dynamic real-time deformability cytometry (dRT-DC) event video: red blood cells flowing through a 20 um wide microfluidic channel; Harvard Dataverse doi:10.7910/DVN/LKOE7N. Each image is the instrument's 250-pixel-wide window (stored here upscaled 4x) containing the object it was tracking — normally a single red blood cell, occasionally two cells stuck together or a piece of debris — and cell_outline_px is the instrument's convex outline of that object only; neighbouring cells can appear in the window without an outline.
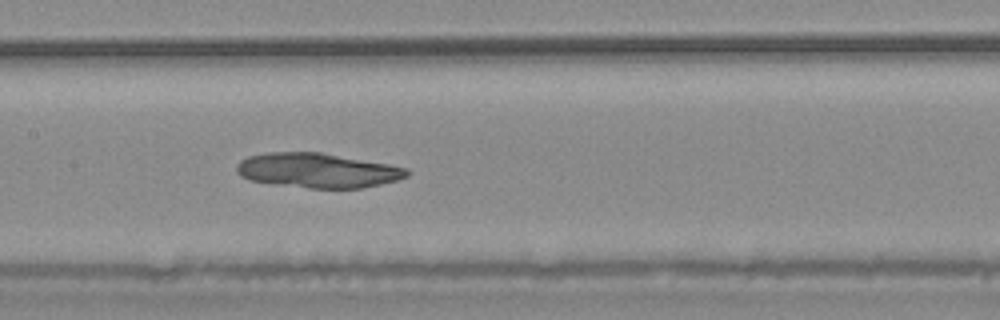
{"species": "common noctule bat (a hibernating species)", "species_latin": "Nyctalus noctula", "temperature_condition": "warm", "stored_images_in_passage": 35, "camera_frame_rate_fps": 3000, "um_per_image_px": 0.085, "animal": {"sex": "male", "body_mass_g": 20.4}, "frame": {"image": 1, "passage_image": 10, "time_ms": 3.0, "image_size_px": [1000, 320], "cell_outline_px": [[412, 172], [408, 176], [396, 180], [380, 184], [360, 188], [308, 188], [248, 180], [240, 176], [236, 172], [236, 164], [240, 160], [248, 156], [268, 152], [320, 152], [388, 164], [408, 168]], "centroid_in_image_um": [26.98, 14.48], "position_along_channel_um": 180.4, "area_um2": 34.39}}
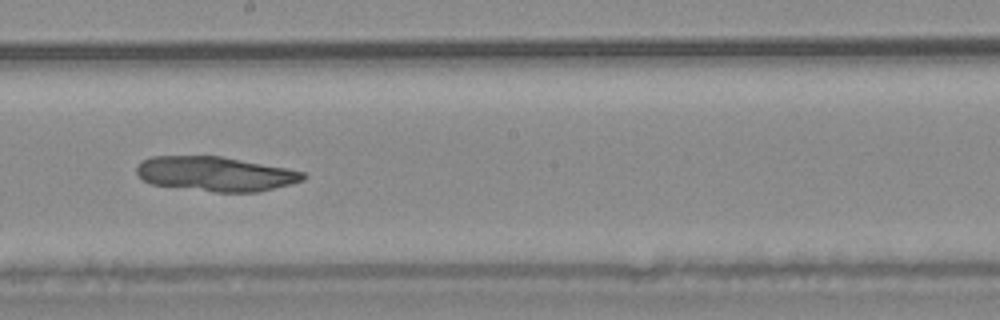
{"frame": {"image": 2, "passage_image": 14, "time_ms": 4.333, "image_size_px": [1000, 320], "cell_outline_px": [[308, 176], [304, 180], [260, 192], [216, 192], [152, 184], [140, 180], [136, 172], [136, 168], [144, 160], [152, 156], [220, 156], [288, 168], [304, 172]], "centroid_in_image_um": [18.33, 14.78], "position_along_channel_um": 229.9, "area_um2": 33.58}}
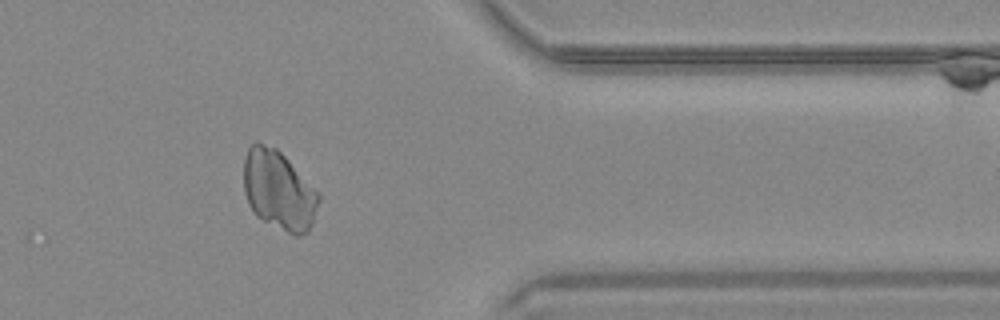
{"frame": {"image": 3, "passage_image": 28, "time_ms": 9.0, "image_size_px": [1000, 320], "cell_outline_px": [[320, 200], [312, 224], [308, 232], [300, 236], [296, 236], [256, 216], [248, 204], [244, 192], [244, 160], [248, 148], [256, 140], [276, 148], [320, 192]], "centroid_in_image_um": [23.7, 16.16], "position_along_channel_um": 387.7, "area_um2": 34.74}}